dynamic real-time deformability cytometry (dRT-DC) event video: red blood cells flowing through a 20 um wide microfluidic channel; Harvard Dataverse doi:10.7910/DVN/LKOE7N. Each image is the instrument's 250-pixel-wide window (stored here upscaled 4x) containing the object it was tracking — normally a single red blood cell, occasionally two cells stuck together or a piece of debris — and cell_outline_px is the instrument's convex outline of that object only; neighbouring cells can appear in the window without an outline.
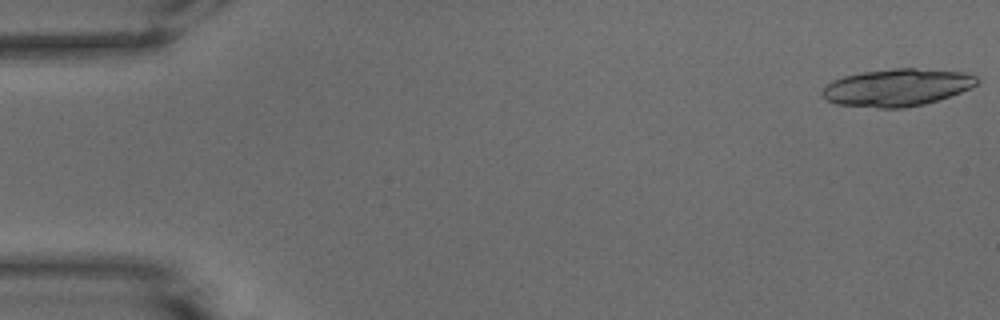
{"species": "common noctule bat (a hibernating species)", "species_latin": "Nyctalus noctula", "temperature_condition": "warm", "stored_images_in_passage": 21, "camera_frame_rate_fps": 3000, "um_per_image_px": 0.085, "animal": {"sex": "male", "body_mass_g": 15.6}, "frame": {"image": 1, "passage_image": 1, "time_ms": 0.0, "image_size_px": [1000, 320], "cell_outline_px": [[980, 80], [972, 88], [924, 104], [904, 108], [880, 108], [836, 104], [820, 96], [820, 92], [832, 80], [844, 76], [864, 72], [896, 68], [912, 68], [964, 72], [976, 76]], "centroid_in_image_um": [76.23, 7.44], "position_along_channel_um": 8.8, "area_um2": 33.52}}